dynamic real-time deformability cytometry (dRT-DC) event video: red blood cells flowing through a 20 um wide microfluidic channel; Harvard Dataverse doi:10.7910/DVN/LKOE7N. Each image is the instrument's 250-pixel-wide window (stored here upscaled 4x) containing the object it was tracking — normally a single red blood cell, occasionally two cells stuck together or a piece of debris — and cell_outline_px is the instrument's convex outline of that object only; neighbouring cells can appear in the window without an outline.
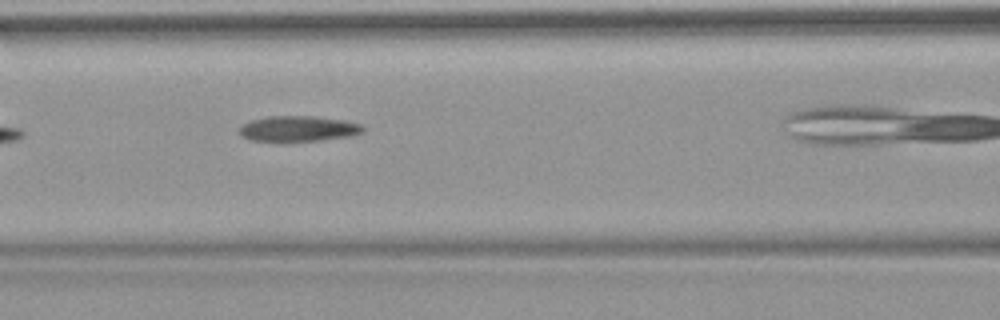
{"species": "common noctule bat (a hibernating species)", "species_latin": "Nyctalus noctula", "temperature_condition": "warm", "stored_images_in_passage": 21, "camera_frame_rate_fps": 3000, "um_per_image_px": 0.085, "animal": {"sex": "female", "body_mass_g": 18.4}, "frame": {"image": 1, "passage_image": 7, "time_ms": 2.0, "image_size_px": [1000, 320], "cell_outline_px": [[364, 132], [348, 136], [320, 140], [252, 140], [240, 136], [240, 128], [244, 124], [252, 120], [268, 116], [316, 116], [344, 120], [360, 124], [364, 128]], "centroid_in_image_um": [25.38, 10.92], "position_along_channel_um": 141.2, "area_um2": 17.98}}